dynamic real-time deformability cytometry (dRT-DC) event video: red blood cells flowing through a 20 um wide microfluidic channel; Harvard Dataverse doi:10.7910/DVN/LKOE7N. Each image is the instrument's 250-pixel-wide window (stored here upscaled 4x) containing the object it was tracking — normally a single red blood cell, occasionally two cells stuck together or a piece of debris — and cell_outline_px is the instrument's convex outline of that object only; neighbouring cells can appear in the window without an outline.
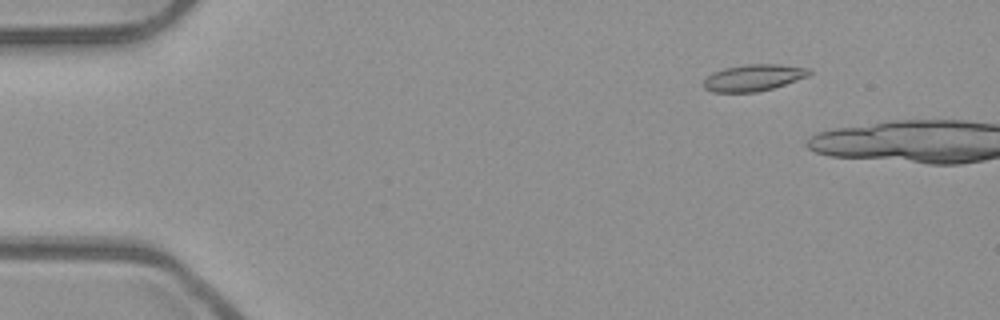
{"species": "common noctule bat (a hibernating species)", "species_latin": "Nyctalus noctula", "temperature_condition": "room temperature", "stored_images_in_passage": 6, "camera_frame_rate_fps": 3000, "um_per_image_px": 0.085, "animal": {"sex": "male", "body_mass_g": 23.1, "forearm_length_mm": 52.7}, "frame": {"image": 1, "passage_image": 1, "time_ms": 0.0, "image_size_px": [1000, 320], "cell_outline_px": [[812, 72], [808, 76], [772, 88], [756, 92], [712, 92], [704, 88], [704, 80], [712, 72], [724, 68], [748, 64], [780, 64], [812, 68]], "centroid_in_image_um": [64.06, 6.59], "position_along_channel_um": 20.9, "area_um2": 16.36}}